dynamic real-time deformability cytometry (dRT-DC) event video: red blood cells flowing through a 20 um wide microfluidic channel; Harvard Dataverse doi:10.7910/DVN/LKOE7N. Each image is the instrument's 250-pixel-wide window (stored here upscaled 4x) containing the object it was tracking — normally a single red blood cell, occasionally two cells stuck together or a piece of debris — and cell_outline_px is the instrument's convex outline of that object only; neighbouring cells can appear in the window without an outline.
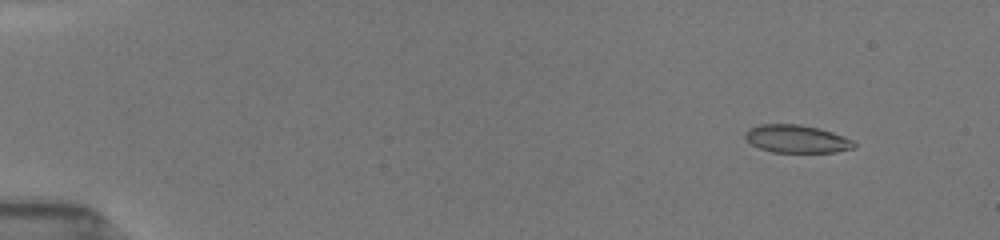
{"species": "common noctule bat (a hibernating species)", "species_latin": "Nyctalus noctula", "temperature_condition": "room temperature", "stored_images_in_passage": 54, "camera_frame_rate_fps": 3000, "um_per_image_px": 0.085, "animal": {"sex": "female", "body_mass_g": 19.5, "forearm_length_mm": 54.1}, "frame": {"image": 1, "passage_image": 6, "time_ms": 1.667, "image_size_px": [1000, 240], "cell_outline_px": [[856, 148], [836, 152], [772, 152], [760, 148], [752, 144], [744, 136], [744, 132], [748, 128], [760, 124], [800, 124], [832, 132], [852, 140], [856, 144]], "centroid_in_image_um": [67.71, 11.81], "position_along_channel_um": 17.3, "area_um2": 17.63}}
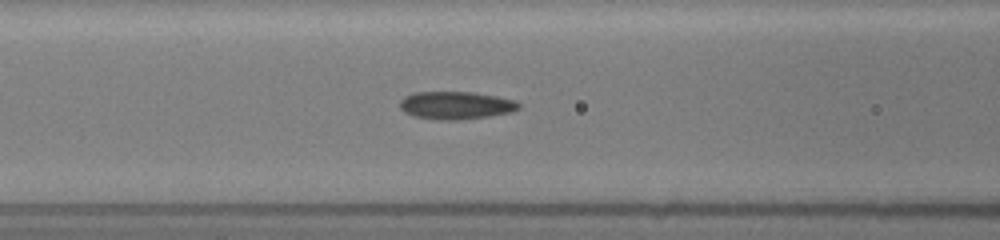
{"frame": {"image": 2, "passage_image": 24, "time_ms": 7.667, "image_size_px": [1000, 240], "cell_outline_px": [[520, 108], [512, 112], [488, 116], [460, 120], [436, 120], [416, 116], [404, 112], [400, 108], [400, 100], [404, 96], [416, 92], [472, 92], [496, 96], [516, 100], [520, 104]], "centroid_in_image_um": [38.76, 8.95], "position_along_channel_um": 127.8, "area_um2": 19.31}}
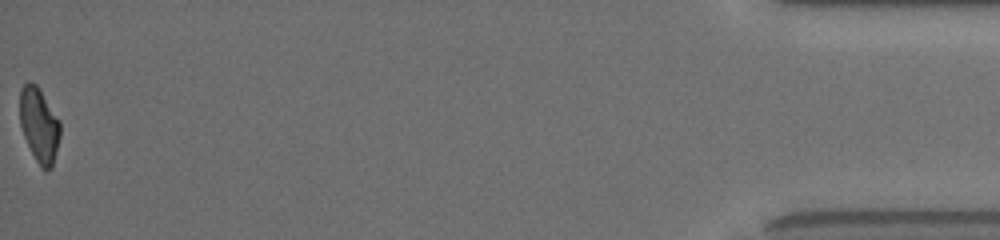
{"frame": {"image": 3, "passage_image": 54, "time_ms": 17.667, "image_size_px": [1000, 240], "cell_outline_px": [[60, 136], [52, 168], [48, 172], [44, 172], [40, 168], [24, 136], [20, 124], [20, 88], [24, 84], [36, 84], [60, 120]], "centroid_in_image_um": [3.34, 10.68], "position_along_channel_um": 431.9, "area_um2": 17.46}, "authors_computed_cell_mechanics": {"area_um2": 18.3226, "velocity_mm_per_s": 3.9271, "shape_relaxation_time_tau1_ms": 4.3711, "shape_relaxation_time_tau2_ms": 1.6292, "deformation_change_tau1": 0.1488, "deformation_change_tau2": 0.08}}